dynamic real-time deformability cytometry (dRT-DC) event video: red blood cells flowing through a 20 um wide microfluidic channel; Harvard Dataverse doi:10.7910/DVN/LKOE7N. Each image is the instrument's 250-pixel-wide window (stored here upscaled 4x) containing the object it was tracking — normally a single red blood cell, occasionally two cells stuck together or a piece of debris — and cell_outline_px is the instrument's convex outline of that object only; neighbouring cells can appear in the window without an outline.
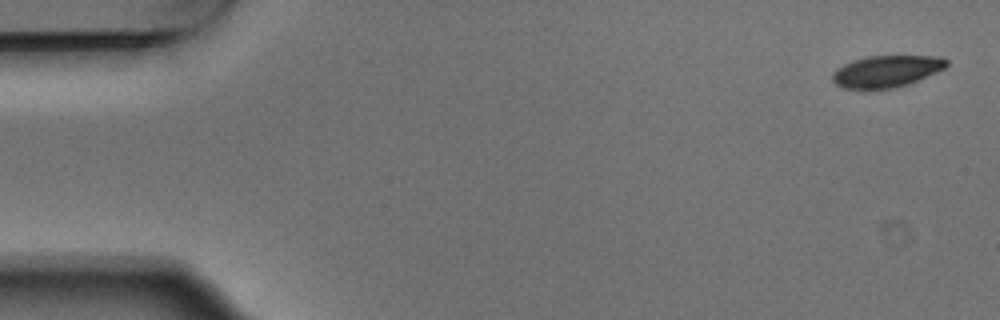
{"species": "Egyptian fruit bat (a non-hibernating species)", "species_latin": "Rousettus aegyptiacus", "temperature_condition": "warm", "stored_images_in_passage": 3, "camera_frame_rate_fps": 3000, "um_per_image_px": 0.085, "animal": {"sex": "male"}, "frame": {"image": 1, "passage_image": 1, "time_ms": 0.0, "image_size_px": [1000, 320], "cell_outline_px": [[948, 64], [944, 68], [936, 72], [908, 84], [892, 88], [844, 88], [836, 84], [832, 80], [832, 72], [836, 68], [852, 60], [868, 56], [940, 56], [948, 60]], "centroid_in_image_um": [75.33, 6.04], "position_along_channel_um": 9.7, "area_um2": 20.92}}